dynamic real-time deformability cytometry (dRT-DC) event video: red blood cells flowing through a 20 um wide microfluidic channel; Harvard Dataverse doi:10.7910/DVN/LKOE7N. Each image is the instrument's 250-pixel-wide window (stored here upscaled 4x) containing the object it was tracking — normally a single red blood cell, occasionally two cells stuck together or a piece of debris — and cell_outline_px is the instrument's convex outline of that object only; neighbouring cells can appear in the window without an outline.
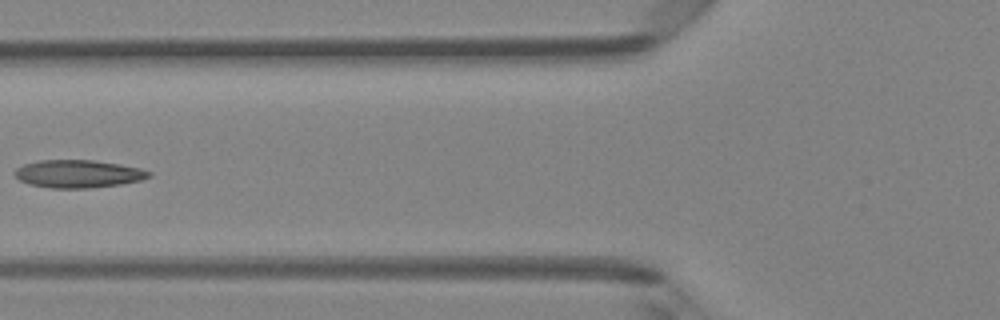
{"species": "Egyptian fruit bat (a non-hibernating species)", "species_latin": "Rousettus aegyptiacus", "temperature_condition": "room temperature", "stored_images_in_passage": 5, "camera_frame_rate_fps": 3000, "um_per_image_px": 0.085, "animal": {"sex": "female"}, "frame": {"image": 1, "passage_image": 5, "time_ms": 1.333, "image_size_px": [1000, 320], "cell_outline_px": [[152, 176], [140, 180], [120, 184], [88, 188], [52, 188], [28, 184], [20, 180], [12, 172], [16, 168], [24, 164], [40, 160], [92, 160], [140, 168], [152, 172]], "centroid_in_image_um": [6.62, 14.77], "position_along_channel_um": 119.2, "area_um2": 21.62}}